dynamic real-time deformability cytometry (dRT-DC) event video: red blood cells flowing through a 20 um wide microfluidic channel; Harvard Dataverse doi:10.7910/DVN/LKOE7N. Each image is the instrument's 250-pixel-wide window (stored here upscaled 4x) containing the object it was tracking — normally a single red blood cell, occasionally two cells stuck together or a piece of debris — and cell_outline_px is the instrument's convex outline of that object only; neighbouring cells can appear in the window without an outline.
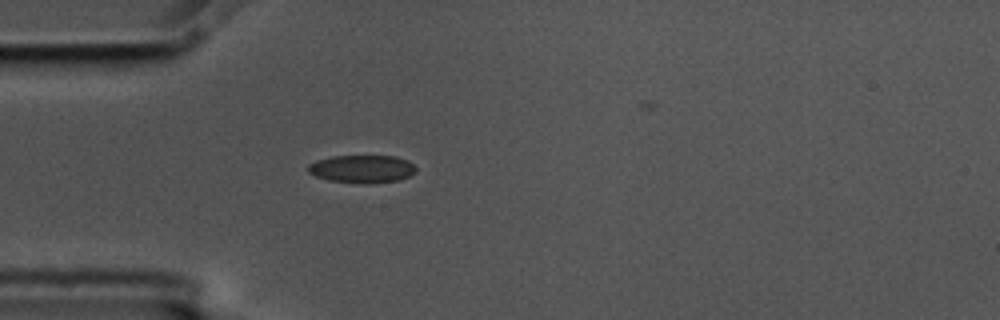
{"species": "common noctule bat (a hibernating species)", "species_latin": "Nyctalus noctula", "temperature_condition": "cold", "stored_images_in_passage": 34, "camera_frame_rate_fps": 3000, "um_per_image_px": 0.085, "animal": {"sex": "male", "body_mass_g": 17.5, "forearm_length_mm": 52.3}, "frame": {"image": 1, "passage_image": 1, "time_ms": 0.0, "image_size_px": [1000, 320], "cell_outline_px": [[416, 172], [400, 180], [364, 184], [328, 180], [316, 176], [308, 172], [308, 164], [316, 160], [332, 156], [396, 156], [408, 160], [416, 168]], "centroid_in_image_um": [30.77, 14.36], "position_along_channel_um": 54.2, "area_um2": 17.57}}
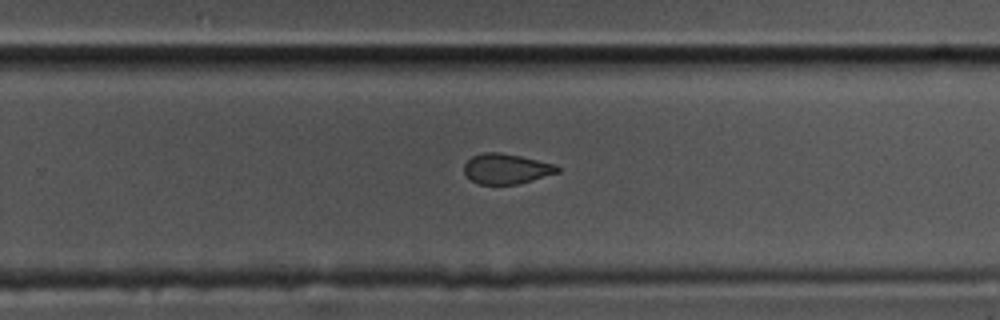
{"frame": {"image": 2, "passage_image": 21, "time_ms": 6.667, "image_size_px": [1000, 320], "cell_outline_px": [[560, 172], [532, 180], [516, 184], [480, 184], [472, 180], [464, 172], [464, 164], [472, 156], [484, 152], [500, 152], [520, 156], [556, 164], [560, 168]], "centroid_in_image_um": [43.05, 14.34], "position_along_channel_um": 286.7, "area_um2": 16.36}}
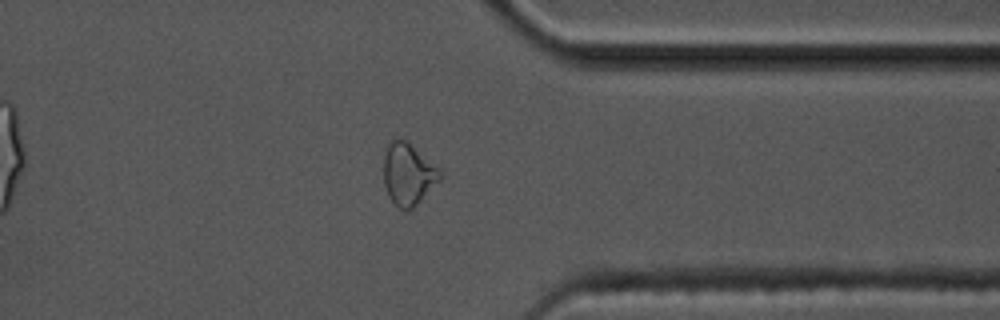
{"frame": {"image": 3, "passage_image": 29, "time_ms": 9.333, "image_size_px": [1000, 320], "cell_outline_px": [[444, 176], [408, 212], [400, 208], [388, 196], [384, 184], [384, 152], [388, 140], [396, 136], [408, 140], [440, 168]], "centroid_in_image_um": [34.69, 14.72], "position_along_channel_um": 376.7, "area_um2": 20.87}}